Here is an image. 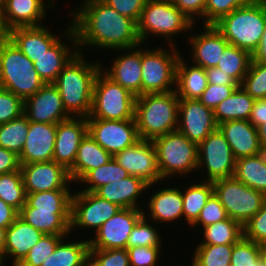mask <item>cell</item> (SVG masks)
<instances>
[{
	"mask_svg": "<svg viewBox=\"0 0 266 266\" xmlns=\"http://www.w3.org/2000/svg\"><path fill=\"white\" fill-rule=\"evenodd\" d=\"M71 197L69 189L28 193L26 202L38 210L71 211Z\"/></svg>",
	"mask_w": 266,
	"mask_h": 266,
	"instance_id": "40",
	"label": "cell"
},
{
	"mask_svg": "<svg viewBox=\"0 0 266 266\" xmlns=\"http://www.w3.org/2000/svg\"><path fill=\"white\" fill-rule=\"evenodd\" d=\"M235 164L231 147L218 128L198 145V168L206 167L207 181L233 176Z\"/></svg>",
	"mask_w": 266,
	"mask_h": 266,
	"instance_id": "11",
	"label": "cell"
},
{
	"mask_svg": "<svg viewBox=\"0 0 266 266\" xmlns=\"http://www.w3.org/2000/svg\"><path fill=\"white\" fill-rule=\"evenodd\" d=\"M178 114L179 120L182 119L177 130L197 145L218 128L213 109L198 99H180Z\"/></svg>",
	"mask_w": 266,
	"mask_h": 266,
	"instance_id": "17",
	"label": "cell"
},
{
	"mask_svg": "<svg viewBox=\"0 0 266 266\" xmlns=\"http://www.w3.org/2000/svg\"><path fill=\"white\" fill-rule=\"evenodd\" d=\"M266 24V5L253 0L237 8L214 24L230 45L249 51L258 48Z\"/></svg>",
	"mask_w": 266,
	"mask_h": 266,
	"instance_id": "4",
	"label": "cell"
},
{
	"mask_svg": "<svg viewBox=\"0 0 266 266\" xmlns=\"http://www.w3.org/2000/svg\"><path fill=\"white\" fill-rule=\"evenodd\" d=\"M233 245H198L192 266H231Z\"/></svg>",
	"mask_w": 266,
	"mask_h": 266,
	"instance_id": "43",
	"label": "cell"
},
{
	"mask_svg": "<svg viewBox=\"0 0 266 266\" xmlns=\"http://www.w3.org/2000/svg\"><path fill=\"white\" fill-rule=\"evenodd\" d=\"M151 218L160 222L172 221L183 216L182 191L165 188L152 194L149 201Z\"/></svg>",
	"mask_w": 266,
	"mask_h": 266,
	"instance_id": "34",
	"label": "cell"
},
{
	"mask_svg": "<svg viewBox=\"0 0 266 266\" xmlns=\"http://www.w3.org/2000/svg\"><path fill=\"white\" fill-rule=\"evenodd\" d=\"M84 1L79 12L73 14L74 23L66 35L73 39L75 47L88 45L128 51L142 44L135 20L122 16L102 0Z\"/></svg>",
	"mask_w": 266,
	"mask_h": 266,
	"instance_id": "1",
	"label": "cell"
},
{
	"mask_svg": "<svg viewBox=\"0 0 266 266\" xmlns=\"http://www.w3.org/2000/svg\"><path fill=\"white\" fill-rule=\"evenodd\" d=\"M205 33L191 37L195 65L204 69L216 67L229 42L214 25H206Z\"/></svg>",
	"mask_w": 266,
	"mask_h": 266,
	"instance_id": "22",
	"label": "cell"
},
{
	"mask_svg": "<svg viewBox=\"0 0 266 266\" xmlns=\"http://www.w3.org/2000/svg\"><path fill=\"white\" fill-rule=\"evenodd\" d=\"M25 191L21 170L0 175V199L11 205L18 212L26 203Z\"/></svg>",
	"mask_w": 266,
	"mask_h": 266,
	"instance_id": "41",
	"label": "cell"
},
{
	"mask_svg": "<svg viewBox=\"0 0 266 266\" xmlns=\"http://www.w3.org/2000/svg\"><path fill=\"white\" fill-rule=\"evenodd\" d=\"M65 235L44 234L17 266H41Z\"/></svg>",
	"mask_w": 266,
	"mask_h": 266,
	"instance_id": "44",
	"label": "cell"
},
{
	"mask_svg": "<svg viewBox=\"0 0 266 266\" xmlns=\"http://www.w3.org/2000/svg\"><path fill=\"white\" fill-rule=\"evenodd\" d=\"M261 259L263 262V266H266V245L263 246Z\"/></svg>",
	"mask_w": 266,
	"mask_h": 266,
	"instance_id": "65",
	"label": "cell"
},
{
	"mask_svg": "<svg viewBox=\"0 0 266 266\" xmlns=\"http://www.w3.org/2000/svg\"><path fill=\"white\" fill-rule=\"evenodd\" d=\"M130 176V174L118 164L114 158L108 163L99 166L96 169L90 170L80 182L90 184L85 190L87 192H94L100 186L106 185L110 182L124 179Z\"/></svg>",
	"mask_w": 266,
	"mask_h": 266,
	"instance_id": "42",
	"label": "cell"
},
{
	"mask_svg": "<svg viewBox=\"0 0 266 266\" xmlns=\"http://www.w3.org/2000/svg\"><path fill=\"white\" fill-rule=\"evenodd\" d=\"M253 0H206L204 26L214 25L233 10L249 5Z\"/></svg>",
	"mask_w": 266,
	"mask_h": 266,
	"instance_id": "47",
	"label": "cell"
},
{
	"mask_svg": "<svg viewBox=\"0 0 266 266\" xmlns=\"http://www.w3.org/2000/svg\"><path fill=\"white\" fill-rule=\"evenodd\" d=\"M254 101L239 85L227 99L213 109L216 124L230 120H248Z\"/></svg>",
	"mask_w": 266,
	"mask_h": 266,
	"instance_id": "33",
	"label": "cell"
},
{
	"mask_svg": "<svg viewBox=\"0 0 266 266\" xmlns=\"http://www.w3.org/2000/svg\"><path fill=\"white\" fill-rule=\"evenodd\" d=\"M24 112V101L14 93L0 87V124L20 117Z\"/></svg>",
	"mask_w": 266,
	"mask_h": 266,
	"instance_id": "50",
	"label": "cell"
},
{
	"mask_svg": "<svg viewBox=\"0 0 266 266\" xmlns=\"http://www.w3.org/2000/svg\"><path fill=\"white\" fill-rule=\"evenodd\" d=\"M130 175L143 179L149 185L162 180L158 168L157 151L151 140H138L113 156Z\"/></svg>",
	"mask_w": 266,
	"mask_h": 266,
	"instance_id": "15",
	"label": "cell"
},
{
	"mask_svg": "<svg viewBox=\"0 0 266 266\" xmlns=\"http://www.w3.org/2000/svg\"><path fill=\"white\" fill-rule=\"evenodd\" d=\"M227 218L228 216L224 206L220 203L215 193H213L192 226L201 224L204 228Z\"/></svg>",
	"mask_w": 266,
	"mask_h": 266,
	"instance_id": "52",
	"label": "cell"
},
{
	"mask_svg": "<svg viewBox=\"0 0 266 266\" xmlns=\"http://www.w3.org/2000/svg\"><path fill=\"white\" fill-rule=\"evenodd\" d=\"M241 86L255 100L266 98V63L252 61Z\"/></svg>",
	"mask_w": 266,
	"mask_h": 266,
	"instance_id": "45",
	"label": "cell"
},
{
	"mask_svg": "<svg viewBox=\"0 0 266 266\" xmlns=\"http://www.w3.org/2000/svg\"><path fill=\"white\" fill-rule=\"evenodd\" d=\"M191 21H194V14L204 17L206 0H171Z\"/></svg>",
	"mask_w": 266,
	"mask_h": 266,
	"instance_id": "56",
	"label": "cell"
},
{
	"mask_svg": "<svg viewBox=\"0 0 266 266\" xmlns=\"http://www.w3.org/2000/svg\"><path fill=\"white\" fill-rule=\"evenodd\" d=\"M70 212L38 210L26 202L18 216L43 234L68 235L71 231Z\"/></svg>",
	"mask_w": 266,
	"mask_h": 266,
	"instance_id": "27",
	"label": "cell"
},
{
	"mask_svg": "<svg viewBox=\"0 0 266 266\" xmlns=\"http://www.w3.org/2000/svg\"><path fill=\"white\" fill-rule=\"evenodd\" d=\"M203 229L206 240L199 245L234 244L243 236V226L229 217Z\"/></svg>",
	"mask_w": 266,
	"mask_h": 266,
	"instance_id": "38",
	"label": "cell"
},
{
	"mask_svg": "<svg viewBox=\"0 0 266 266\" xmlns=\"http://www.w3.org/2000/svg\"><path fill=\"white\" fill-rule=\"evenodd\" d=\"M26 194L68 189L69 171L55 161L20 164Z\"/></svg>",
	"mask_w": 266,
	"mask_h": 266,
	"instance_id": "16",
	"label": "cell"
},
{
	"mask_svg": "<svg viewBox=\"0 0 266 266\" xmlns=\"http://www.w3.org/2000/svg\"><path fill=\"white\" fill-rule=\"evenodd\" d=\"M46 29L45 26L18 27L8 31V38L34 62L59 40Z\"/></svg>",
	"mask_w": 266,
	"mask_h": 266,
	"instance_id": "24",
	"label": "cell"
},
{
	"mask_svg": "<svg viewBox=\"0 0 266 266\" xmlns=\"http://www.w3.org/2000/svg\"><path fill=\"white\" fill-rule=\"evenodd\" d=\"M179 100L175 89L137 96L134 119L139 138L153 141L176 131L179 123Z\"/></svg>",
	"mask_w": 266,
	"mask_h": 266,
	"instance_id": "3",
	"label": "cell"
},
{
	"mask_svg": "<svg viewBox=\"0 0 266 266\" xmlns=\"http://www.w3.org/2000/svg\"><path fill=\"white\" fill-rule=\"evenodd\" d=\"M252 61L266 63V24L259 46L252 54Z\"/></svg>",
	"mask_w": 266,
	"mask_h": 266,
	"instance_id": "61",
	"label": "cell"
},
{
	"mask_svg": "<svg viewBox=\"0 0 266 266\" xmlns=\"http://www.w3.org/2000/svg\"><path fill=\"white\" fill-rule=\"evenodd\" d=\"M161 246L127 247L130 266H155L159 258Z\"/></svg>",
	"mask_w": 266,
	"mask_h": 266,
	"instance_id": "53",
	"label": "cell"
},
{
	"mask_svg": "<svg viewBox=\"0 0 266 266\" xmlns=\"http://www.w3.org/2000/svg\"><path fill=\"white\" fill-rule=\"evenodd\" d=\"M255 266H263L262 259H260V260L255 264Z\"/></svg>",
	"mask_w": 266,
	"mask_h": 266,
	"instance_id": "67",
	"label": "cell"
},
{
	"mask_svg": "<svg viewBox=\"0 0 266 266\" xmlns=\"http://www.w3.org/2000/svg\"><path fill=\"white\" fill-rule=\"evenodd\" d=\"M73 116L57 124L56 139L52 161L65 167H73L81 140L88 133L86 117Z\"/></svg>",
	"mask_w": 266,
	"mask_h": 266,
	"instance_id": "19",
	"label": "cell"
},
{
	"mask_svg": "<svg viewBox=\"0 0 266 266\" xmlns=\"http://www.w3.org/2000/svg\"><path fill=\"white\" fill-rule=\"evenodd\" d=\"M182 59L177 63L176 94L179 99H198L208 85L206 70L198 65L187 67Z\"/></svg>",
	"mask_w": 266,
	"mask_h": 266,
	"instance_id": "31",
	"label": "cell"
},
{
	"mask_svg": "<svg viewBox=\"0 0 266 266\" xmlns=\"http://www.w3.org/2000/svg\"><path fill=\"white\" fill-rule=\"evenodd\" d=\"M44 6L42 0H7L0 17L7 31L41 26L39 21L46 15Z\"/></svg>",
	"mask_w": 266,
	"mask_h": 266,
	"instance_id": "23",
	"label": "cell"
},
{
	"mask_svg": "<svg viewBox=\"0 0 266 266\" xmlns=\"http://www.w3.org/2000/svg\"><path fill=\"white\" fill-rule=\"evenodd\" d=\"M23 114L31 122L58 124L71 117L64 109L62 98L53 83L44 84L24 101Z\"/></svg>",
	"mask_w": 266,
	"mask_h": 266,
	"instance_id": "18",
	"label": "cell"
},
{
	"mask_svg": "<svg viewBox=\"0 0 266 266\" xmlns=\"http://www.w3.org/2000/svg\"><path fill=\"white\" fill-rule=\"evenodd\" d=\"M7 0H0V13L3 11Z\"/></svg>",
	"mask_w": 266,
	"mask_h": 266,
	"instance_id": "66",
	"label": "cell"
},
{
	"mask_svg": "<svg viewBox=\"0 0 266 266\" xmlns=\"http://www.w3.org/2000/svg\"><path fill=\"white\" fill-rule=\"evenodd\" d=\"M43 235L41 231L27 224L18 216L6 229L3 259L4 256L11 255L14 257L12 266H17Z\"/></svg>",
	"mask_w": 266,
	"mask_h": 266,
	"instance_id": "25",
	"label": "cell"
},
{
	"mask_svg": "<svg viewBox=\"0 0 266 266\" xmlns=\"http://www.w3.org/2000/svg\"><path fill=\"white\" fill-rule=\"evenodd\" d=\"M44 84L33 62L8 38L0 47V87L25 101Z\"/></svg>",
	"mask_w": 266,
	"mask_h": 266,
	"instance_id": "5",
	"label": "cell"
},
{
	"mask_svg": "<svg viewBox=\"0 0 266 266\" xmlns=\"http://www.w3.org/2000/svg\"><path fill=\"white\" fill-rule=\"evenodd\" d=\"M239 85L208 84L198 100L206 107L214 109L219 103L227 99Z\"/></svg>",
	"mask_w": 266,
	"mask_h": 266,
	"instance_id": "54",
	"label": "cell"
},
{
	"mask_svg": "<svg viewBox=\"0 0 266 266\" xmlns=\"http://www.w3.org/2000/svg\"><path fill=\"white\" fill-rule=\"evenodd\" d=\"M135 100L136 96L114 82L101 69L94 82L92 109L87 118L134 119Z\"/></svg>",
	"mask_w": 266,
	"mask_h": 266,
	"instance_id": "6",
	"label": "cell"
},
{
	"mask_svg": "<svg viewBox=\"0 0 266 266\" xmlns=\"http://www.w3.org/2000/svg\"><path fill=\"white\" fill-rule=\"evenodd\" d=\"M87 124L91 137L112 156L140 140L135 119L87 118Z\"/></svg>",
	"mask_w": 266,
	"mask_h": 266,
	"instance_id": "12",
	"label": "cell"
},
{
	"mask_svg": "<svg viewBox=\"0 0 266 266\" xmlns=\"http://www.w3.org/2000/svg\"><path fill=\"white\" fill-rule=\"evenodd\" d=\"M263 246L242 236L234 243L231 266H255L261 259Z\"/></svg>",
	"mask_w": 266,
	"mask_h": 266,
	"instance_id": "46",
	"label": "cell"
},
{
	"mask_svg": "<svg viewBox=\"0 0 266 266\" xmlns=\"http://www.w3.org/2000/svg\"><path fill=\"white\" fill-rule=\"evenodd\" d=\"M76 49L75 52H71V50L68 49L65 44L63 45V43L58 40L43 55L36 58V61L33 62V65L40 79L45 84L54 83L64 66L79 51L77 47Z\"/></svg>",
	"mask_w": 266,
	"mask_h": 266,
	"instance_id": "30",
	"label": "cell"
},
{
	"mask_svg": "<svg viewBox=\"0 0 266 266\" xmlns=\"http://www.w3.org/2000/svg\"><path fill=\"white\" fill-rule=\"evenodd\" d=\"M8 39V31L6 30L4 23L0 17V47Z\"/></svg>",
	"mask_w": 266,
	"mask_h": 266,
	"instance_id": "64",
	"label": "cell"
},
{
	"mask_svg": "<svg viewBox=\"0 0 266 266\" xmlns=\"http://www.w3.org/2000/svg\"><path fill=\"white\" fill-rule=\"evenodd\" d=\"M214 193L224 206L227 216L242 226L262 207L266 196L248 187L234 176L213 181Z\"/></svg>",
	"mask_w": 266,
	"mask_h": 266,
	"instance_id": "9",
	"label": "cell"
},
{
	"mask_svg": "<svg viewBox=\"0 0 266 266\" xmlns=\"http://www.w3.org/2000/svg\"><path fill=\"white\" fill-rule=\"evenodd\" d=\"M57 124L31 122L26 141L20 153V164L52 161Z\"/></svg>",
	"mask_w": 266,
	"mask_h": 266,
	"instance_id": "20",
	"label": "cell"
},
{
	"mask_svg": "<svg viewBox=\"0 0 266 266\" xmlns=\"http://www.w3.org/2000/svg\"><path fill=\"white\" fill-rule=\"evenodd\" d=\"M205 70L208 84L239 85L231 76L224 73L222 69H219L218 67H212Z\"/></svg>",
	"mask_w": 266,
	"mask_h": 266,
	"instance_id": "58",
	"label": "cell"
},
{
	"mask_svg": "<svg viewBox=\"0 0 266 266\" xmlns=\"http://www.w3.org/2000/svg\"><path fill=\"white\" fill-rule=\"evenodd\" d=\"M193 23L171 0H147L138 22V35L141 42L149 33L166 36L169 41L171 35L192 29Z\"/></svg>",
	"mask_w": 266,
	"mask_h": 266,
	"instance_id": "8",
	"label": "cell"
},
{
	"mask_svg": "<svg viewBox=\"0 0 266 266\" xmlns=\"http://www.w3.org/2000/svg\"><path fill=\"white\" fill-rule=\"evenodd\" d=\"M89 266H130L127 249H89Z\"/></svg>",
	"mask_w": 266,
	"mask_h": 266,
	"instance_id": "49",
	"label": "cell"
},
{
	"mask_svg": "<svg viewBox=\"0 0 266 266\" xmlns=\"http://www.w3.org/2000/svg\"><path fill=\"white\" fill-rule=\"evenodd\" d=\"M213 193V183L207 179L202 183L191 185L185 190V193H182L183 216L188 224L192 225L197 220L202 208Z\"/></svg>",
	"mask_w": 266,
	"mask_h": 266,
	"instance_id": "37",
	"label": "cell"
},
{
	"mask_svg": "<svg viewBox=\"0 0 266 266\" xmlns=\"http://www.w3.org/2000/svg\"><path fill=\"white\" fill-rule=\"evenodd\" d=\"M233 176L266 196V153L236 160Z\"/></svg>",
	"mask_w": 266,
	"mask_h": 266,
	"instance_id": "32",
	"label": "cell"
},
{
	"mask_svg": "<svg viewBox=\"0 0 266 266\" xmlns=\"http://www.w3.org/2000/svg\"><path fill=\"white\" fill-rule=\"evenodd\" d=\"M63 240L41 266H89V240L72 243Z\"/></svg>",
	"mask_w": 266,
	"mask_h": 266,
	"instance_id": "35",
	"label": "cell"
},
{
	"mask_svg": "<svg viewBox=\"0 0 266 266\" xmlns=\"http://www.w3.org/2000/svg\"><path fill=\"white\" fill-rule=\"evenodd\" d=\"M146 218L144 213L132 229L127 247H154L160 245L161 237H159L158 231L147 223Z\"/></svg>",
	"mask_w": 266,
	"mask_h": 266,
	"instance_id": "48",
	"label": "cell"
},
{
	"mask_svg": "<svg viewBox=\"0 0 266 266\" xmlns=\"http://www.w3.org/2000/svg\"><path fill=\"white\" fill-rule=\"evenodd\" d=\"M173 52L164 49L141 51V95L165 93L172 91L171 84L176 85L177 63L181 55L170 40ZM173 53V54H171Z\"/></svg>",
	"mask_w": 266,
	"mask_h": 266,
	"instance_id": "10",
	"label": "cell"
},
{
	"mask_svg": "<svg viewBox=\"0 0 266 266\" xmlns=\"http://www.w3.org/2000/svg\"><path fill=\"white\" fill-rule=\"evenodd\" d=\"M129 54L119 56L113 61V66L105 74L114 82L120 84L123 88L127 89L134 96L141 95V50L137 49L131 51Z\"/></svg>",
	"mask_w": 266,
	"mask_h": 266,
	"instance_id": "28",
	"label": "cell"
},
{
	"mask_svg": "<svg viewBox=\"0 0 266 266\" xmlns=\"http://www.w3.org/2000/svg\"><path fill=\"white\" fill-rule=\"evenodd\" d=\"M252 62V54L234 45H228L221 55L216 67L231 76L241 85Z\"/></svg>",
	"mask_w": 266,
	"mask_h": 266,
	"instance_id": "36",
	"label": "cell"
},
{
	"mask_svg": "<svg viewBox=\"0 0 266 266\" xmlns=\"http://www.w3.org/2000/svg\"><path fill=\"white\" fill-rule=\"evenodd\" d=\"M243 236L262 246L266 245V199L261 209L243 225Z\"/></svg>",
	"mask_w": 266,
	"mask_h": 266,
	"instance_id": "51",
	"label": "cell"
},
{
	"mask_svg": "<svg viewBox=\"0 0 266 266\" xmlns=\"http://www.w3.org/2000/svg\"><path fill=\"white\" fill-rule=\"evenodd\" d=\"M121 207L100 198L94 192L80 191L71 197L70 229L75 226L95 228L114 216Z\"/></svg>",
	"mask_w": 266,
	"mask_h": 266,
	"instance_id": "13",
	"label": "cell"
},
{
	"mask_svg": "<svg viewBox=\"0 0 266 266\" xmlns=\"http://www.w3.org/2000/svg\"><path fill=\"white\" fill-rule=\"evenodd\" d=\"M236 160L262 151L257 128L248 120H230L218 125Z\"/></svg>",
	"mask_w": 266,
	"mask_h": 266,
	"instance_id": "21",
	"label": "cell"
},
{
	"mask_svg": "<svg viewBox=\"0 0 266 266\" xmlns=\"http://www.w3.org/2000/svg\"><path fill=\"white\" fill-rule=\"evenodd\" d=\"M158 168L162 179L198 168V145L178 130L155 138Z\"/></svg>",
	"mask_w": 266,
	"mask_h": 266,
	"instance_id": "7",
	"label": "cell"
},
{
	"mask_svg": "<svg viewBox=\"0 0 266 266\" xmlns=\"http://www.w3.org/2000/svg\"><path fill=\"white\" fill-rule=\"evenodd\" d=\"M257 131L262 151L266 153V121L257 128Z\"/></svg>",
	"mask_w": 266,
	"mask_h": 266,
	"instance_id": "62",
	"label": "cell"
},
{
	"mask_svg": "<svg viewBox=\"0 0 266 266\" xmlns=\"http://www.w3.org/2000/svg\"><path fill=\"white\" fill-rule=\"evenodd\" d=\"M19 212L0 199V227L8 228L18 217Z\"/></svg>",
	"mask_w": 266,
	"mask_h": 266,
	"instance_id": "60",
	"label": "cell"
},
{
	"mask_svg": "<svg viewBox=\"0 0 266 266\" xmlns=\"http://www.w3.org/2000/svg\"><path fill=\"white\" fill-rule=\"evenodd\" d=\"M111 8L115 9L119 14L127 18L135 20L137 23L140 20L142 10L145 7L147 0H102Z\"/></svg>",
	"mask_w": 266,
	"mask_h": 266,
	"instance_id": "55",
	"label": "cell"
},
{
	"mask_svg": "<svg viewBox=\"0 0 266 266\" xmlns=\"http://www.w3.org/2000/svg\"><path fill=\"white\" fill-rule=\"evenodd\" d=\"M150 186L143 179L130 175L100 186L94 193L121 208H137V197Z\"/></svg>",
	"mask_w": 266,
	"mask_h": 266,
	"instance_id": "26",
	"label": "cell"
},
{
	"mask_svg": "<svg viewBox=\"0 0 266 266\" xmlns=\"http://www.w3.org/2000/svg\"><path fill=\"white\" fill-rule=\"evenodd\" d=\"M248 121L256 128L266 121V98L254 101Z\"/></svg>",
	"mask_w": 266,
	"mask_h": 266,
	"instance_id": "59",
	"label": "cell"
},
{
	"mask_svg": "<svg viewBox=\"0 0 266 266\" xmlns=\"http://www.w3.org/2000/svg\"><path fill=\"white\" fill-rule=\"evenodd\" d=\"M20 169L19 157L12 151L0 147V175Z\"/></svg>",
	"mask_w": 266,
	"mask_h": 266,
	"instance_id": "57",
	"label": "cell"
},
{
	"mask_svg": "<svg viewBox=\"0 0 266 266\" xmlns=\"http://www.w3.org/2000/svg\"><path fill=\"white\" fill-rule=\"evenodd\" d=\"M6 243V228L0 227V255L3 257Z\"/></svg>",
	"mask_w": 266,
	"mask_h": 266,
	"instance_id": "63",
	"label": "cell"
},
{
	"mask_svg": "<svg viewBox=\"0 0 266 266\" xmlns=\"http://www.w3.org/2000/svg\"><path fill=\"white\" fill-rule=\"evenodd\" d=\"M29 130V120L22 114L5 124H0V147L20 155Z\"/></svg>",
	"mask_w": 266,
	"mask_h": 266,
	"instance_id": "39",
	"label": "cell"
},
{
	"mask_svg": "<svg viewBox=\"0 0 266 266\" xmlns=\"http://www.w3.org/2000/svg\"><path fill=\"white\" fill-rule=\"evenodd\" d=\"M112 158L113 156L87 133L81 140L74 165L69 170L72 182H79L90 170L108 163Z\"/></svg>",
	"mask_w": 266,
	"mask_h": 266,
	"instance_id": "29",
	"label": "cell"
},
{
	"mask_svg": "<svg viewBox=\"0 0 266 266\" xmlns=\"http://www.w3.org/2000/svg\"><path fill=\"white\" fill-rule=\"evenodd\" d=\"M81 52L64 66L53 83L62 98L66 112L72 117H88L92 109L93 87L101 67L96 63H87ZM77 114V115H75Z\"/></svg>",
	"mask_w": 266,
	"mask_h": 266,
	"instance_id": "2",
	"label": "cell"
},
{
	"mask_svg": "<svg viewBox=\"0 0 266 266\" xmlns=\"http://www.w3.org/2000/svg\"><path fill=\"white\" fill-rule=\"evenodd\" d=\"M144 211L138 208H121L114 216L104 222L89 239V249H126L130 233Z\"/></svg>",
	"mask_w": 266,
	"mask_h": 266,
	"instance_id": "14",
	"label": "cell"
},
{
	"mask_svg": "<svg viewBox=\"0 0 266 266\" xmlns=\"http://www.w3.org/2000/svg\"><path fill=\"white\" fill-rule=\"evenodd\" d=\"M3 264V257L0 255V266Z\"/></svg>",
	"mask_w": 266,
	"mask_h": 266,
	"instance_id": "68",
	"label": "cell"
}]
</instances>
